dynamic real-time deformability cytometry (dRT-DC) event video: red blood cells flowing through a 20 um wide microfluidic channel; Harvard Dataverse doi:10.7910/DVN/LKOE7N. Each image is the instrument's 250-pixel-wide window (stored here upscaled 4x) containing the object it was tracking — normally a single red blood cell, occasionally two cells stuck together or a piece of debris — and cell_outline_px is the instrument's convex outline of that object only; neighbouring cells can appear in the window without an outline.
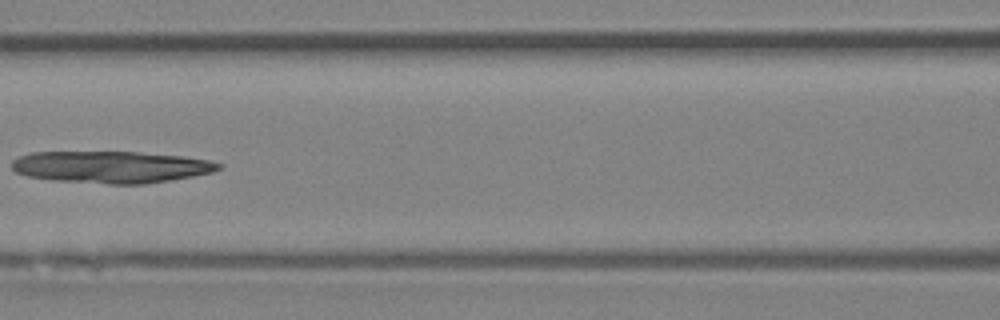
{"species": "Egyptian fruit bat (a non-hibernating species)", "species_latin": "Rousettus aegyptiacus", "temperature_condition": "room temperature", "stored_images_in_passage": 7, "camera_frame_rate_fps": 3000, "um_per_image_px": 0.085, "animal": {"sex": "female"}, "frame": {"image": 1, "passage_image": 7, "time_ms": 7.0, "image_size_px": [1000, 320], "cell_outline_px": [[224, 164], [220, 168], [212, 172], [172, 180], [144, 184], [108, 184], [52, 180], [28, 176], [16, 172], [12, 168], [12, 160], [20, 156], [32, 152], [140, 152], [184, 156], [208, 160]], "centroid_in_image_um": [9.45, 14.19], "position_along_channel_um": 157.1, "area_um2": 38.49}}